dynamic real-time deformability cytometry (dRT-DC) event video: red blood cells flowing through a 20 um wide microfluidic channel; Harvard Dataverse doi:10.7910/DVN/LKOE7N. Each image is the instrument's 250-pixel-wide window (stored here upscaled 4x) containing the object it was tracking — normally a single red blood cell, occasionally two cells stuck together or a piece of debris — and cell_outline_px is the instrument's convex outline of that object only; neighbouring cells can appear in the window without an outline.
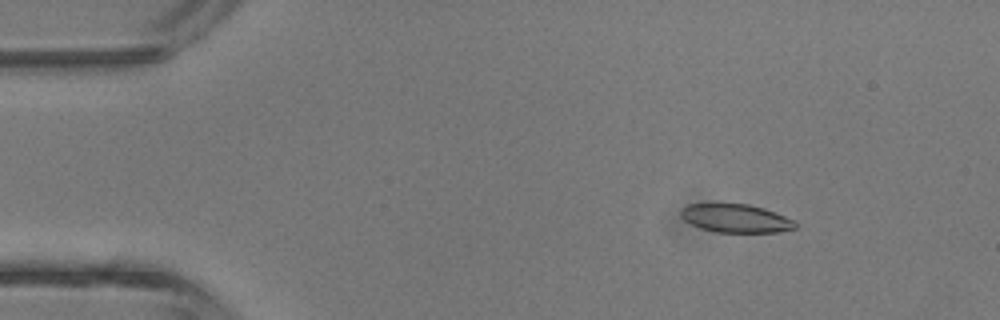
{"species": "common noctule bat (a hibernating species)", "species_latin": "Nyctalus noctula", "temperature_condition": "room temperature", "stored_images_in_passage": 2, "camera_frame_rate_fps": 3000, "um_per_image_px": 0.085, "animal": {"sex": "male", "body_mass_g": 13.3}, "frame": {"image": 1, "passage_image": 1, "time_ms": 0.0, "image_size_px": [1000, 320], "cell_outline_px": [[800, 224], [796, 228], [780, 232], [716, 232], [700, 228], [684, 220], [680, 216], [680, 208], [688, 204], [716, 200], [748, 204], [764, 208], [796, 220]], "centroid_in_image_um": [62.51, 18.5], "position_along_channel_um": 22.5, "area_um2": 20.0}}